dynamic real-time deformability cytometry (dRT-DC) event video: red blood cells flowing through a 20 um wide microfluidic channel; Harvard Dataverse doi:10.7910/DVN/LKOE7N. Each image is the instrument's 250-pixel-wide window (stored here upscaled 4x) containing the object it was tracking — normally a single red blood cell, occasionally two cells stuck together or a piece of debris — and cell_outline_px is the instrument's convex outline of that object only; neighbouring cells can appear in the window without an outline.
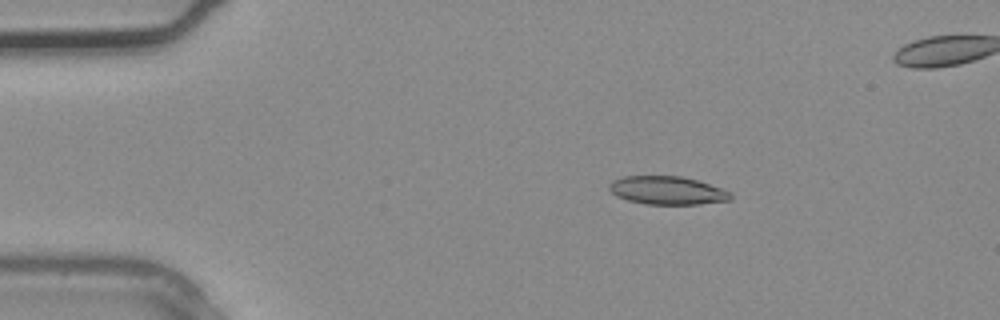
{"species": "common noctule bat (a hibernating species)", "species_latin": "Nyctalus noctula", "temperature_condition": "warm", "stored_images_in_passage": 3, "camera_frame_rate_fps": 3000, "um_per_image_px": 0.085, "animal": {"sex": "male", "body_mass_g": 20.4}, "frame": {"image": 1, "passage_image": 1, "time_ms": 0.0, "image_size_px": [1000, 320], "cell_outline_px": [[732, 200], [700, 204], [644, 204], [628, 200], [616, 196], [608, 188], [608, 184], [612, 180], [624, 176], [680, 176], [696, 180], [732, 192]], "centroid_in_image_um": [56.7, 16.19], "position_along_channel_um": 28.3, "area_um2": 20.0}}